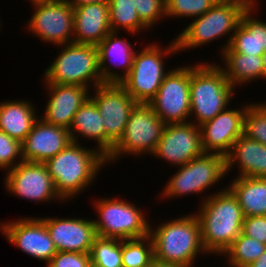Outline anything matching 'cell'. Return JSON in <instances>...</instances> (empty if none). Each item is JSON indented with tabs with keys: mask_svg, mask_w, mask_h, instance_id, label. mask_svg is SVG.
<instances>
[{
	"mask_svg": "<svg viewBox=\"0 0 266 267\" xmlns=\"http://www.w3.org/2000/svg\"><path fill=\"white\" fill-rule=\"evenodd\" d=\"M223 188L205 196L195 213L201 225L203 248L210 255H223L242 233L245 216L233 193Z\"/></svg>",
	"mask_w": 266,
	"mask_h": 267,
	"instance_id": "6da1fadb",
	"label": "cell"
},
{
	"mask_svg": "<svg viewBox=\"0 0 266 267\" xmlns=\"http://www.w3.org/2000/svg\"><path fill=\"white\" fill-rule=\"evenodd\" d=\"M55 190L63 201L75 199L93 184L106 163V157L97 148H87L71 142L56 156L45 162Z\"/></svg>",
	"mask_w": 266,
	"mask_h": 267,
	"instance_id": "7a4b0ae2",
	"label": "cell"
},
{
	"mask_svg": "<svg viewBox=\"0 0 266 267\" xmlns=\"http://www.w3.org/2000/svg\"><path fill=\"white\" fill-rule=\"evenodd\" d=\"M149 235L153 241L154 259L160 262L193 267L198 253L208 255L202 245L201 225L195 213L167 220L158 227L150 223Z\"/></svg>",
	"mask_w": 266,
	"mask_h": 267,
	"instance_id": "3957f363",
	"label": "cell"
},
{
	"mask_svg": "<svg viewBox=\"0 0 266 267\" xmlns=\"http://www.w3.org/2000/svg\"><path fill=\"white\" fill-rule=\"evenodd\" d=\"M218 63H198L191 66L190 118L197 126L212 120L229 107L235 90Z\"/></svg>",
	"mask_w": 266,
	"mask_h": 267,
	"instance_id": "277c9868",
	"label": "cell"
},
{
	"mask_svg": "<svg viewBox=\"0 0 266 267\" xmlns=\"http://www.w3.org/2000/svg\"><path fill=\"white\" fill-rule=\"evenodd\" d=\"M248 6L249 4L245 0H219L206 13L192 18V23L177 34V37L175 36L178 51L199 48L229 34L226 43L224 42L225 45H222L220 52L222 55L229 46L240 23L241 15Z\"/></svg>",
	"mask_w": 266,
	"mask_h": 267,
	"instance_id": "5b68a950",
	"label": "cell"
},
{
	"mask_svg": "<svg viewBox=\"0 0 266 267\" xmlns=\"http://www.w3.org/2000/svg\"><path fill=\"white\" fill-rule=\"evenodd\" d=\"M61 47L56 59L44 69V81L62 85L95 88L104 84L99 69L98 47L90 44L68 43Z\"/></svg>",
	"mask_w": 266,
	"mask_h": 267,
	"instance_id": "8992f818",
	"label": "cell"
},
{
	"mask_svg": "<svg viewBox=\"0 0 266 267\" xmlns=\"http://www.w3.org/2000/svg\"><path fill=\"white\" fill-rule=\"evenodd\" d=\"M178 52L175 38L165 48L150 43L135 53L130 72L119 84L137 103H149L170 71L164 66V57Z\"/></svg>",
	"mask_w": 266,
	"mask_h": 267,
	"instance_id": "52a82bcc",
	"label": "cell"
},
{
	"mask_svg": "<svg viewBox=\"0 0 266 267\" xmlns=\"http://www.w3.org/2000/svg\"><path fill=\"white\" fill-rule=\"evenodd\" d=\"M98 198L92 202L98 218L94 219L96 235L117 240L149 235L150 220L138 206L118 197Z\"/></svg>",
	"mask_w": 266,
	"mask_h": 267,
	"instance_id": "ba28073f",
	"label": "cell"
},
{
	"mask_svg": "<svg viewBox=\"0 0 266 267\" xmlns=\"http://www.w3.org/2000/svg\"><path fill=\"white\" fill-rule=\"evenodd\" d=\"M165 125L149 103H136L129 114L123 137L106 157V163H115L124 155H153Z\"/></svg>",
	"mask_w": 266,
	"mask_h": 267,
	"instance_id": "9c48e42d",
	"label": "cell"
},
{
	"mask_svg": "<svg viewBox=\"0 0 266 267\" xmlns=\"http://www.w3.org/2000/svg\"><path fill=\"white\" fill-rule=\"evenodd\" d=\"M173 175L163 187L162 194H159L161 199L170 198L171 200L178 196L205 193L206 189L208 190L227 176L226 157L216 153H204L185 165L177 167Z\"/></svg>",
	"mask_w": 266,
	"mask_h": 267,
	"instance_id": "30bf717a",
	"label": "cell"
},
{
	"mask_svg": "<svg viewBox=\"0 0 266 267\" xmlns=\"http://www.w3.org/2000/svg\"><path fill=\"white\" fill-rule=\"evenodd\" d=\"M90 98L97 105L105 129V157L123 137L129 114L137 103L119 83H104L94 88Z\"/></svg>",
	"mask_w": 266,
	"mask_h": 267,
	"instance_id": "8fae6325",
	"label": "cell"
},
{
	"mask_svg": "<svg viewBox=\"0 0 266 267\" xmlns=\"http://www.w3.org/2000/svg\"><path fill=\"white\" fill-rule=\"evenodd\" d=\"M190 82L191 65L171 68L156 96L149 102L166 125L189 122Z\"/></svg>",
	"mask_w": 266,
	"mask_h": 267,
	"instance_id": "7c38bea8",
	"label": "cell"
},
{
	"mask_svg": "<svg viewBox=\"0 0 266 267\" xmlns=\"http://www.w3.org/2000/svg\"><path fill=\"white\" fill-rule=\"evenodd\" d=\"M34 13L27 22V28L42 42L61 46L73 43V7L65 0L33 4Z\"/></svg>",
	"mask_w": 266,
	"mask_h": 267,
	"instance_id": "4fadbf2b",
	"label": "cell"
},
{
	"mask_svg": "<svg viewBox=\"0 0 266 267\" xmlns=\"http://www.w3.org/2000/svg\"><path fill=\"white\" fill-rule=\"evenodd\" d=\"M6 191L22 199L44 203L63 200L57 194L45 163L21 161L5 172Z\"/></svg>",
	"mask_w": 266,
	"mask_h": 267,
	"instance_id": "5bb4252c",
	"label": "cell"
},
{
	"mask_svg": "<svg viewBox=\"0 0 266 267\" xmlns=\"http://www.w3.org/2000/svg\"><path fill=\"white\" fill-rule=\"evenodd\" d=\"M0 232L10 244H14L27 255L44 261L46 265L58 252L40 217H20L17 220L0 223Z\"/></svg>",
	"mask_w": 266,
	"mask_h": 267,
	"instance_id": "9a60e30c",
	"label": "cell"
},
{
	"mask_svg": "<svg viewBox=\"0 0 266 267\" xmlns=\"http://www.w3.org/2000/svg\"><path fill=\"white\" fill-rule=\"evenodd\" d=\"M204 153L200 127L189 121L165 125L152 156L179 167Z\"/></svg>",
	"mask_w": 266,
	"mask_h": 267,
	"instance_id": "2e32d148",
	"label": "cell"
},
{
	"mask_svg": "<svg viewBox=\"0 0 266 267\" xmlns=\"http://www.w3.org/2000/svg\"><path fill=\"white\" fill-rule=\"evenodd\" d=\"M248 104L242 108H227L199 126L205 153H216L226 157L231 152L233 144L243 134L244 114Z\"/></svg>",
	"mask_w": 266,
	"mask_h": 267,
	"instance_id": "e0dca14e",
	"label": "cell"
},
{
	"mask_svg": "<svg viewBox=\"0 0 266 267\" xmlns=\"http://www.w3.org/2000/svg\"><path fill=\"white\" fill-rule=\"evenodd\" d=\"M71 142L68 129L47 123L39 117L21 142V156L23 161L45 163Z\"/></svg>",
	"mask_w": 266,
	"mask_h": 267,
	"instance_id": "ac0fdd59",
	"label": "cell"
},
{
	"mask_svg": "<svg viewBox=\"0 0 266 267\" xmlns=\"http://www.w3.org/2000/svg\"><path fill=\"white\" fill-rule=\"evenodd\" d=\"M57 251L90 253L97 237L93 219L41 217Z\"/></svg>",
	"mask_w": 266,
	"mask_h": 267,
	"instance_id": "d6986e66",
	"label": "cell"
},
{
	"mask_svg": "<svg viewBox=\"0 0 266 267\" xmlns=\"http://www.w3.org/2000/svg\"><path fill=\"white\" fill-rule=\"evenodd\" d=\"M48 98L41 117L45 122L69 130L74 115L90 97L89 88L80 85L45 83ZM47 85V86H46Z\"/></svg>",
	"mask_w": 266,
	"mask_h": 267,
	"instance_id": "ffe728a7",
	"label": "cell"
},
{
	"mask_svg": "<svg viewBox=\"0 0 266 267\" xmlns=\"http://www.w3.org/2000/svg\"><path fill=\"white\" fill-rule=\"evenodd\" d=\"M110 32L98 45L99 69L103 83H120L130 72L136 51L127 39ZM132 44V45H131ZM111 62V63H110ZM122 68L120 72L112 67ZM121 72H123L121 74Z\"/></svg>",
	"mask_w": 266,
	"mask_h": 267,
	"instance_id": "44dd1931",
	"label": "cell"
},
{
	"mask_svg": "<svg viewBox=\"0 0 266 267\" xmlns=\"http://www.w3.org/2000/svg\"><path fill=\"white\" fill-rule=\"evenodd\" d=\"M73 43L97 46L110 32L108 4H88L73 8Z\"/></svg>",
	"mask_w": 266,
	"mask_h": 267,
	"instance_id": "7402d4cb",
	"label": "cell"
},
{
	"mask_svg": "<svg viewBox=\"0 0 266 267\" xmlns=\"http://www.w3.org/2000/svg\"><path fill=\"white\" fill-rule=\"evenodd\" d=\"M235 164L239 169L236 177L266 178V145L242 134L226 156V174Z\"/></svg>",
	"mask_w": 266,
	"mask_h": 267,
	"instance_id": "603a6c76",
	"label": "cell"
},
{
	"mask_svg": "<svg viewBox=\"0 0 266 267\" xmlns=\"http://www.w3.org/2000/svg\"><path fill=\"white\" fill-rule=\"evenodd\" d=\"M256 5H249L240 18L229 47L236 53L262 56L266 50V22L252 17Z\"/></svg>",
	"mask_w": 266,
	"mask_h": 267,
	"instance_id": "cb8c5ba5",
	"label": "cell"
},
{
	"mask_svg": "<svg viewBox=\"0 0 266 267\" xmlns=\"http://www.w3.org/2000/svg\"><path fill=\"white\" fill-rule=\"evenodd\" d=\"M39 117L35 106L28 100L0 102V130L20 143L30 133Z\"/></svg>",
	"mask_w": 266,
	"mask_h": 267,
	"instance_id": "d4e9b609",
	"label": "cell"
},
{
	"mask_svg": "<svg viewBox=\"0 0 266 267\" xmlns=\"http://www.w3.org/2000/svg\"><path fill=\"white\" fill-rule=\"evenodd\" d=\"M72 142L79 143V139L95 140L96 148L105 156V129L103 118L95 104L89 97L75 113L72 124L69 128ZM77 134V135H76ZM81 136L82 138H78Z\"/></svg>",
	"mask_w": 266,
	"mask_h": 267,
	"instance_id": "484cf974",
	"label": "cell"
},
{
	"mask_svg": "<svg viewBox=\"0 0 266 267\" xmlns=\"http://www.w3.org/2000/svg\"><path fill=\"white\" fill-rule=\"evenodd\" d=\"M221 56L225 63L221 68L234 89L254 80L264 79L262 56L236 53L229 46Z\"/></svg>",
	"mask_w": 266,
	"mask_h": 267,
	"instance_id": "4316f807",
	"label": "cell"
},
{
	"mask_svg": "<svg viewBox=\"0 0 266 267\" xmlns=\"http://www.w3.org/2000/svg\"><path fill=\"white\" fill-rule=\"evenodd\" d=\"M228 184L245 217L266 216V178L236 177Z\"/></svg>",
	"mask_w": 266,
	"mask_h": 267,
	"instance_id": "83f0119b",
	"label": "cell"
},
{
	"mask_svg": "<svg viewBox=\"0 0 266 267\" xmlns=\"http://www.w3.org/2000/svg\"><path fill=\"white\" fill-rule=\"evenodd\" d=\"M109 24L112 32H119L122 29L130 34L150 30L139 18L133 0H110Z\"/></svg>",
	"mask_w": 266,
	"mask_h": 267,
	"instance_id": "f1b7e54d",
	"label": "cell"
},
{
	"mask_svg": "<svg viewBox=\"0 0 266 267\" xmlns=\"http://www.w3.org/2000/svg\"><path fill=\"white\" fill-rule=\"evenodd\" d=\"M266 251V244L241 233L223 253L230 267H247Z\"/></svg>",
	"mask_w": 266,
	"mask_h": 267,
	"instance_id": "f546056e",
	"label": "cell"
},
{
	"mask_svg": "<svg viewBox=\"0 0 266 267\" xmlns=\"http://www.w3.org/2000/svg\"><path fill=\"white\" fill-rule=\"evenodd\" d=\"M154 260V246L150 235L121 240L122 267H148Z\"/></svg>",
	"mask_w": 266,
	"mask_h": 267,
	"instance_id": "4dcf8cb0",
	"label": "cell"
},
{
	"mask_svg": "<svg viewBox=\"0 0 266 267\" xmlns=\"http://www.w3.org/2000/svg\"><path fill=\"white\" fill-rule=\"evenodd\" d=\"M90 256L93 267H122L121 240L97 236Z\"/></svg>",
	"mask_w": 266,
	"mask_h": 267,
	"instance_id": "1f68e13d",
	"label": "cell"
},
{
	"mask_svg": "<svg viewBox=\"0 0 266 267\" xmlns=\"http://www.w3.org/2000/svg\"><path fill=\"white\" fill-rule=\"evenodd\" d=\"M243 134L266 145V101L248 104L244 114Z\"/></svg>",
	"mask_w": 266,
	"mask_h": 267,
	"instance_id": "d6a6232c",
	"label": "cell"
},
{
	"mask_svg": "<svg viewBox=\"0 0 266 267\" xmlns=\"http://www.w3.org/2000/svg\"><path fill=\"white\" fill-rule=\"evenodd\" d=\"M219 0H165V17H198L211 9Z\"/></svg>",
	"mask_w": 266,
	"mask_h": 267,
	"instance_id": "836d02e7",
	"label": "cell"
},
{
	"mask_svg": "<svg viewBox=\"0 0 266 267\" xmlns=\"http://www.w3.org/2000/svg\"><path fill=\"white\" fill-rule=\"evenodd\" d=\"M21 161V143L0 130V169L8 171Z\"/></svg>",
	"mask_w": 266,
	"mask_h": 267,
	"instance_id": "e575fe53",
	"label": "cell"
},
{
	"mask_svg": "<svg viewBox=\"0 0 266 267\" xmlns=\"http://www.w3.org/2000/svg\"><path fill=\"white\" fill-rule=\"evenodd\" d=\"M133 3L140 20L149 29L166 16L165 0H133Z\"/></svg>",
	"mask_w": 266,
	"mask_h": 267,
	"instance_id": "d590c367",
	"label": "cell"
},
{
	"mask_svg": "<svg viewBox=\"0 0 266 267\" xmlns=\"http://www.w3.org/2000/svg\"><path fill=\"white\" fill-rule=\"evenodd\" d=\"M46 267H93L90 253L58 251Z\"/></svg>",
	"mask_w": 266,
	"mask_h": 267,
	"instance_id": "8d00e7d4",
	"label": "cell"
},
{
	"mask_svg": "<svg viewBox=\"0 0 266 267\" xmlns=\"http://www.w3.org/2000/svg\"><path fill=\"white\" fill-rule=\"evenodd\" d=\"M242 233L266 244V216L244 217Z\"/></svg>",
	"mask_w": 266,
	"mask_h": 267,
	"instance_id": "74e56055",
	"label": "cell"
},
{
	"mask_svg": "<svg viewBox=\"0 0 266 267\" xmlns=\"http://www.w3.org/2000/svg\"><path fill=\"white\" fill-rule=\"evenodd\" d=\"M73 8L79 7L81 5H88L92 3L96 4H109L110 0H65Z\"/></svg>",
	"mask_w": 266,
	"mask_h": 267,
	"instance_id": "f35d334b",
	"label": "cell"
},
{
	"mask_svg": "<svg viewBox=\"0 0 266 267\" xmlns=\"http://www.w3.org/2000/svg\"><path fill=\"white\" fill-rule=\"evenodd\" d=\"M247 267H266V251Z\"/></svg>",
	"mask_w": 266,
	"mask_h": 267,
	"instance_id": "ab89813d",
	"label": "cell"
},
{
	"mask_svg": "<svg viewBox=\"0 0 266 267\" xmlns=\"http://www.w3.org/2000/svg\"><path fill=\"white\" fill-rule=\"evenodd\" d=\"M149 267H176V266L167 264V263H165V262H160V261L154 259V260L150 263Z\"/></svg>",
	"mask_w": 266,
	"mask_h": 267,
	"instance_id": "60d3db41",
	"label": "cell"
},
{
	"mask_svg": "<svg viewBox=\"0 0 266 267\" xmlns=\"http://www.w3.org/2000/svg\"><path fill=\"white\" fill-rule=\"evenodd\" d=\"M262 63H263L264 80H265L266 79V50L262 54Z\"/></svg>",
	"mask_w": 266,
	"mask_h": 267,
	"instance_id": "b9f144b4",
	"label": "cell"
},
{
	"mask_svg": "<svg viewBox=\"0 0 266 267\" xmlns=\"http://www.w3.org/2000/svg\"><path fill=\"white\" fill-rule=\"evenodd\" d=\"M58 1H61V0H30L29 2L33 4H36V3H48V2H58Z\"/></svg>",
	"mask_w": 266,
	"mask_h": 267,
	"instance_id": "7bdbcfd3",
	"label": "cell"
},
{
	"mask_svg": "<svg viewBox=\"0 0 266 267\" xmlns=\"http://www.w3.org/2000/svg\"><path fill=\"white\" fill-rule=\"evenodd\" d=\"M249 5H258V2H256L257 0H245Z\"/></svg>",
	"mask_w": 266,
	"mask_h": 267,
	"instance_id": "ee69618b",
	"label": "cell"
}]
</instances>
